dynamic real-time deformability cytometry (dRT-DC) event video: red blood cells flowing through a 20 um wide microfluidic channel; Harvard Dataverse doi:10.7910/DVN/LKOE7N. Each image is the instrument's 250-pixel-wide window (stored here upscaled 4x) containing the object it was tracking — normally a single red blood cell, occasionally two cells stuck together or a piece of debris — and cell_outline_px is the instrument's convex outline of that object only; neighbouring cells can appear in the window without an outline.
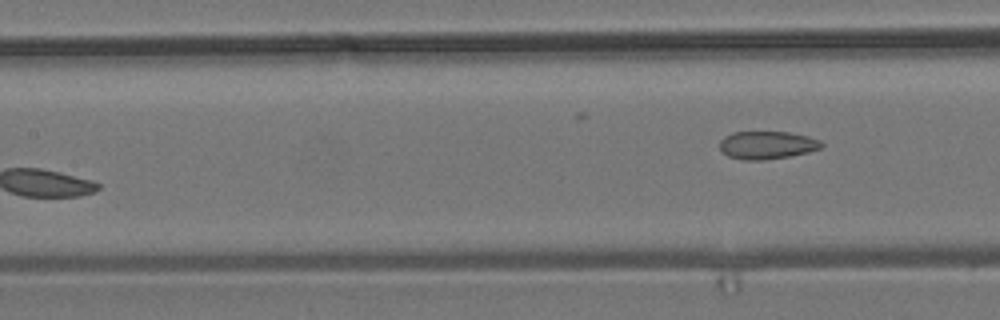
{"species": "common noctule bat (a hibernating species)", "species_latin": "Nyctalus noctula", "temperature_condition": "room temperature", "stored_images_in_passage": 6, "camera_frame_rate_fps": 3000, "um_per_image_px": 0.085, "animal": {"sex": "male", "body_mass_g": 19.2, "forearm_length_mm": 51.8}, "frame": {"image": 1, "passage_image": 6, "time_ms": 6.0, "image_size_px": [1000, 320], "cell_outline_px": [[824, 144], [820, 148], [808, 152], [788, 156], [764, 160], [744, 160], [728, 156], [720, 148], [720, 140], [724, 136], [732, 132], [788, 132], [808, 136], [820, 140]], "centroid_in_image_um": [65.19, 12.32], "position_along_channel_um": 142.2, "area_um2": 16.47}}